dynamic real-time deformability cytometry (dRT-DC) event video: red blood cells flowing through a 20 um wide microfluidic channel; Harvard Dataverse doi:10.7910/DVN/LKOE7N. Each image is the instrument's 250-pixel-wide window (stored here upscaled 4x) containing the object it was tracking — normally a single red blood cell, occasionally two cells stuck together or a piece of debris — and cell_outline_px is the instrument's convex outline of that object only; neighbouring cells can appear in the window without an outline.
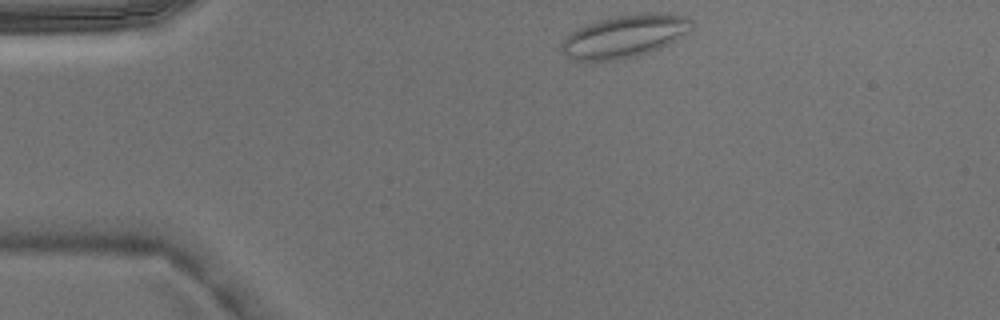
{"species": "Egyptian fruit bat (a non-hibernating species)", "species_latin": "Rousettus aegyptiacus", "temperature_condition": "warm", "stored_images_in_passage": 2, "camera_frame_rate_fps": 3000, "um_per_image_px": 0.085, "animal": {"sex": "male"}, "frame": {"image": 1, "passage_image": 1, "time_ms": 0.0, "image_size_px": [1000, 320], "cell_outline_px": [[692, 28], [676, 40], [668, 44], [648, 52], [636, 56], [616, 60], [568, 60], [560, 52], [560, 44], [576, 28], [584, 24], [616, 16], [648, 12], [664, 12], [688, 16], [692, 20]], "centroid_in_image_um": [53.07, 3.07], "position_along_channel_um": 31.9, "area_um2": 32.54}}